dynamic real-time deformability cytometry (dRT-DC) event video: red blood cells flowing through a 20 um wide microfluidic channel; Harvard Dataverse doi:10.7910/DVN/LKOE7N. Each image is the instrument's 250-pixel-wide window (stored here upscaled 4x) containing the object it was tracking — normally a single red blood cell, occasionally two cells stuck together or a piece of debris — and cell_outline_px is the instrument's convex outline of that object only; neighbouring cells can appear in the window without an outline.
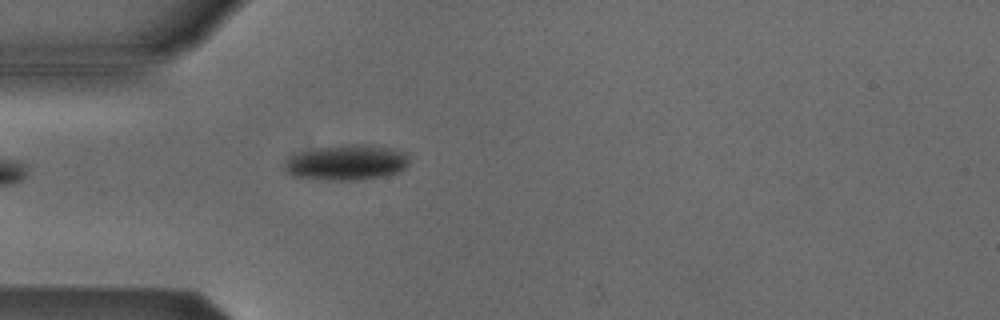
{"species": "Egyptian fruit bat (a non-hibernating species)", "species_latin": "Rousettus aegyptiacus", "temperature_condition": "cold", "stored_images_in_passage": 4, "camera_frame_rate_fps": 3000, "um_per_image_px": 0.085, "animal": {"sex": "male"}, "frame": {"image": 1, "passage_image": 4, "time_ms": 3.667, "image_size_px": [1000, 320], "cell_outline_px": [[408, 164], [400, 172], [388, 176], [360, 180], [328, 180], [292, 176], [284, 168], [284, 164], [288, 160], [300, 152], [320, 148], [344, 144], [372, 144], [404, 152], [408, 156]], "centroid_in_image_um": [29.52, 13.82], "position_along_channel_um": 55.5, "area_um2": 25.66}}